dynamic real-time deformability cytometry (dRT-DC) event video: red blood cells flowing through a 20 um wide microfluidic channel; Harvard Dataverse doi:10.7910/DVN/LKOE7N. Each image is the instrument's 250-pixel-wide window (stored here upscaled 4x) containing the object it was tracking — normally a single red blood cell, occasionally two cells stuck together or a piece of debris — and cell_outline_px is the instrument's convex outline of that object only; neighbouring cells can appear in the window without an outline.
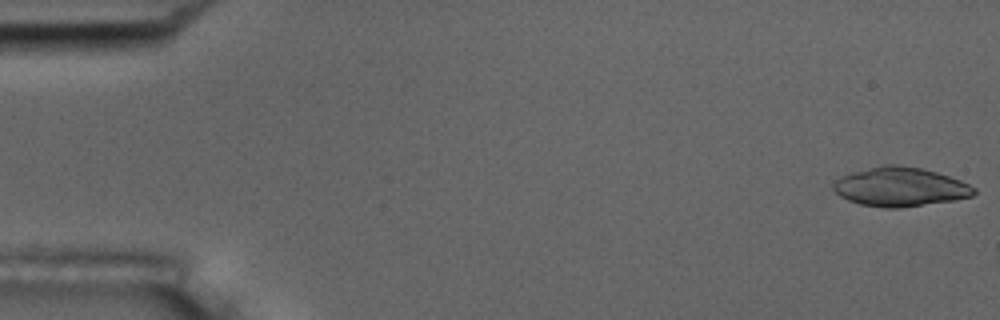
{"species": "common noctule bat (a hibernating species)", "species_latin": "Nyctalus noctula", "temperature_condition": "room temperature", "stored_images_in_passage": 8, "camera_frame_rate_fps": 3000, "um_per_image_px": 0.085, "animal": {"sex": "male", "body_mass_g": 17.5, "forearm_length_mm": 52.3}, "frame": {"image": 1, "passage_image": 1, "time_ms": 0.0, "image_size_px": [1000, 320], "cell_outline_px": [[976, 192], [972, 196], [952, 200], [900, 208], [884, 208], [860, 204], [848, 200], [840, 196], [832, 188], [832, 184], [840, 176], [852, 172], [884, 164], [896, 164], [920, 168], [936, 172], [960, 180], [976, 188]], "centroid_in_image_um": [76.48, 15.88], "position_along_channel_um": 8.5, "area_um2": 31.91}}